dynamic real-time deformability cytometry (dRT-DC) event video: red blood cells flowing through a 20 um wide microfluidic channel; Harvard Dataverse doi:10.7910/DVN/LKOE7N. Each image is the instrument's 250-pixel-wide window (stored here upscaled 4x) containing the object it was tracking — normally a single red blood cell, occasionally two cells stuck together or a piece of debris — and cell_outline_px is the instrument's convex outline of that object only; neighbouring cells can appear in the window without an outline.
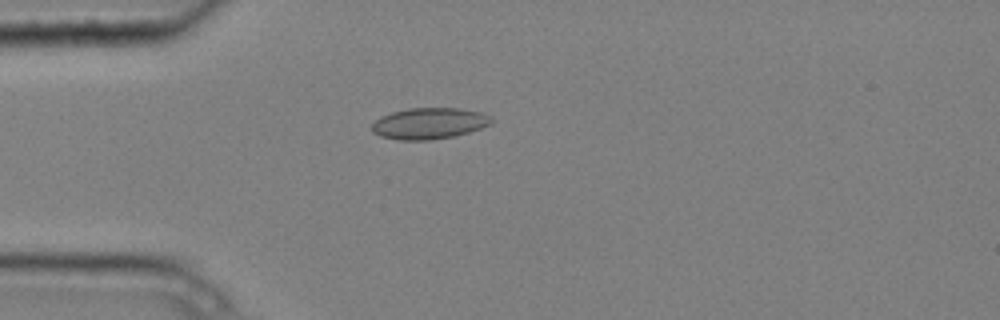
{"species": "common noctule bat (a hibernating species)", "species_latin": "Nyctalus noctula", "temperature_condition": "cold", "stored_images_in_passage": 3, "camera_frame_rate_fps": 3000, "um_per_image_px": 0.085, "animal": {"sex": "male", "body_mass_g": 20.4}, "frame": {"image": 1, "passage_image": 2, "time_ms": 0.333, "image_size_px": [1000, 320], "cell_outline_px": [[492, 124], [456, 136], [432, 140], [400, 140], [380, 136], [372, 132], [372, 124], [380, 116], [392, 112], [408, 108], [460, 108], [484, 112], [492, 116]], "centroid_in_image_um": [36.51, 10.48], "position_along_channel_um": 48.5, "area_um2": 22.02}}